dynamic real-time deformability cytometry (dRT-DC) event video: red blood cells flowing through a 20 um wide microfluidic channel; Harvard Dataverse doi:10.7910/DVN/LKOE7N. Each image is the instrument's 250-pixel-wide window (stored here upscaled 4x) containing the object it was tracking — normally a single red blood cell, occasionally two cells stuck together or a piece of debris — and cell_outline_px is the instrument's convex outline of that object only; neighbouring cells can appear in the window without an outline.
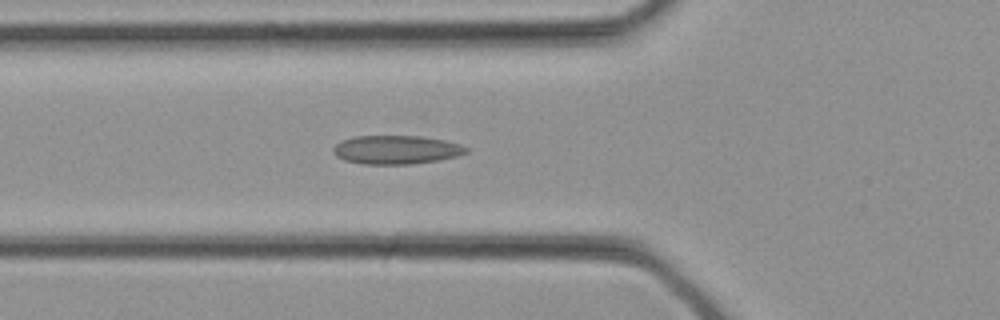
{"species": "common noctule bat (a hibernating species)", "species_latin": "Nyctalus noctula", "temperature_condition": "cold", "stored_images_in_passage": 26, "camera_frame_rate_fps": 3000, "um_per_image_px": 0.085, "animal": {"sex": "female", "body_mass_g": 21.9}, "frame": {"image": 1, "passage_image": 5, "time_ms": 1.333, "image_size_px": [1000, 320], "cell_outline_px": [[468, 152], [456, 156], [440, 160], [412, 164], [364, 164], [344, 160], [336, 156], [332, 152], [332, 148], [340, 140], [352, 136], [420, 136], [444, 140], [460, 144], [468, 148]], "centroid_in_image_um": [33.65, 12.72], "position_along_channel_um": 92.2, "area_um2": 22.37}}
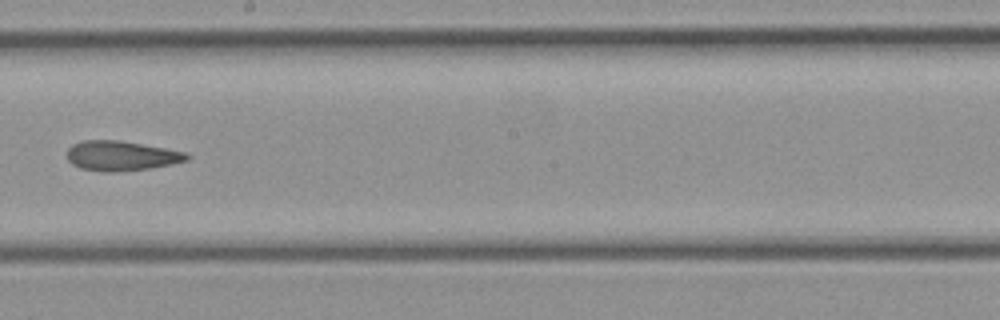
{"frame": {"image": 2, "passage_image": 12, "time_ms": 3.667, "image_size_px": [1000, 320], "cell_outline_px": [[192, 156], [188, 160], [172, 164], [148, 168], [112, 172], [100, 172], [80, 168], [72, 164], [68, 160], [68, 148], [72, 144], [84, 140], [120, 140], [164, 148], [184, 152]], "centroid_in_image_um": [10.29, 13.24], "position_along_channel_um": 237.9, "area_um2": 20.75}}
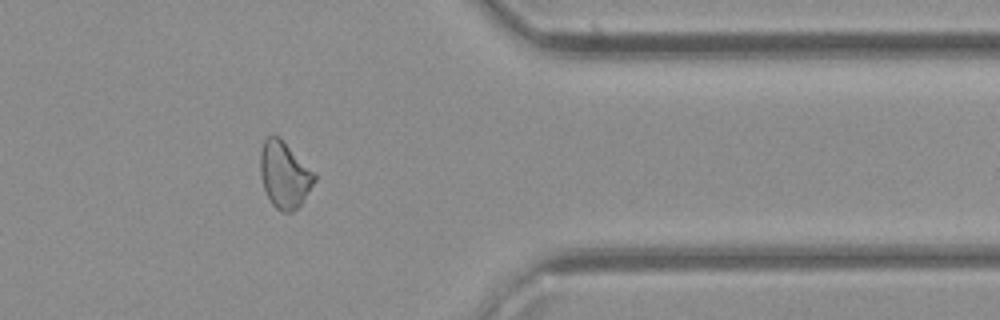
{"frame": {"image": 3, "passage_image": 20, "time_ms": 6.333, "image_size_px": [1000, 320], "cell_outline_px": [[316, 180], [300, 204], [292, 212], [284, 212], [276, 208], [272, 204], [264, 188], [260, 176], [260, 152], [264, 140], [268, 136], [280, 136], [316, 172]], "centroid_in_image_um": [24.19, 14.81], "position_along_channel_um": 387.2, "area_um2": 21.1}}